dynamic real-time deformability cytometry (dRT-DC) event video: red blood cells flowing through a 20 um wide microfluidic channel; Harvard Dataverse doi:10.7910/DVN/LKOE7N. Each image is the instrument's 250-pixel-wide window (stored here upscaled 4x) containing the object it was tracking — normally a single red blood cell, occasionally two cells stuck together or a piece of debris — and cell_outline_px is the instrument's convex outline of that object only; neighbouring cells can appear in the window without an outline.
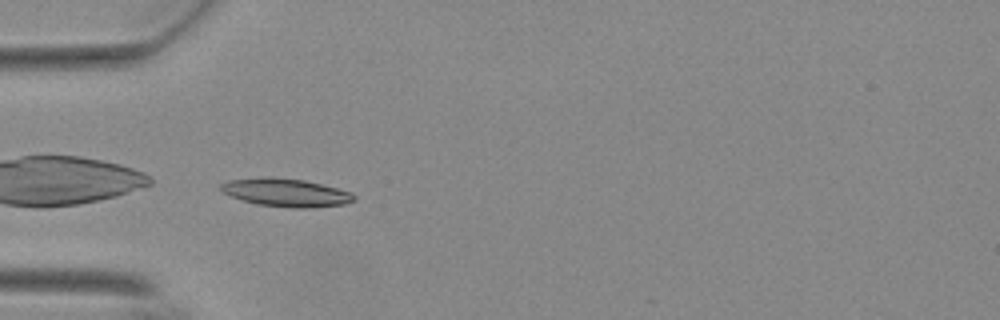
{"species": "Egyptian fruit bat (a non-hibernating species)", "species_latin": "Rousettus aegyptiacus", "temperature_condition": "warm", "stored_images_in_passage": 37, "camera_frame_rate_fps": 3000, "um_per_image_px": 0.085, "animal": {"sex": "female"}, "frame": {"image": 1, "passage_image": 1, "time_ms": 0.0, "image_size_px": [1000, 320], "cell_outline_px": [[356, 200], [344, 204], [308, 208], [296, 208], [256, 204], [228, 196], [220, 188], [220, 184], [228, 180], [268, 176], [272, 176], [304, 180], [352, 192], [356, 196]], "centroid_in_image_um": [24.29, 16.36], "position_along_channel_um": 60.7, "area_um2": 21.91}}
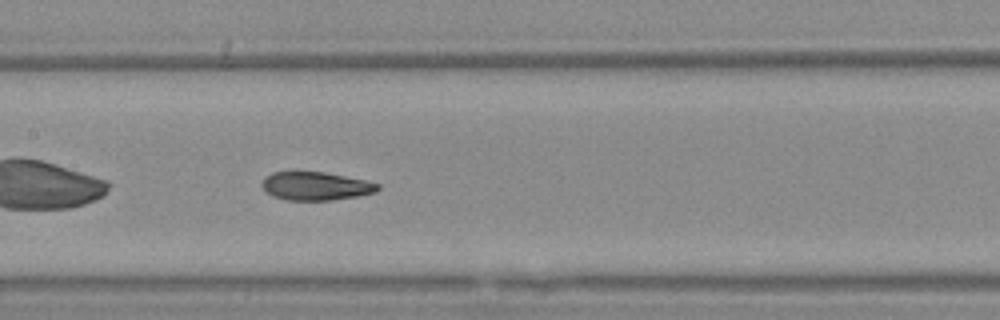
{"frame": {"image": 2, "passage_image": 11, "time_ms": 3.333, "image_size_px": [1000, 320], "cell_outline_px": [[380, 188], [376, 192], [356, 196], [328, 200], [284, 200], [272, 196], [260, 184], [264, 176], [272, 172], [324, 172], [364, 180], [380, 184]], "centroid_in_image_um": [26.8, 15.81], "position_along_channel_um": 180.6, "area_um2": 19.02}}
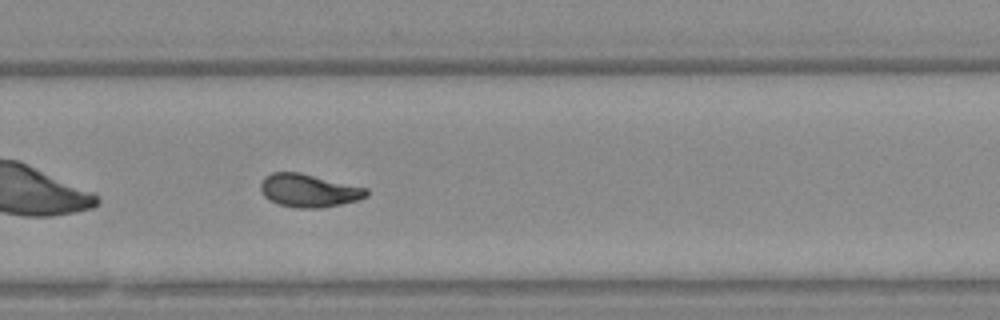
{"frame": {"image": 3, "passage_image": 21, "time_ms": 6.667, "image_size_px": [1000, 320], "cell_outline_px": [[368, 196], [356, 200], [340, 204], [320, 208], [296, 208], [280, 204], [268, 200], [260, 192], [260, 184], [264, 176], [272, 172], [300, 172], [368, 188]], "centroid_in_image_um": [26.22, 16.19], "position_along_channel_um": 303.6, "area_um2": 20.52}, "authors_computed_cell_mechanics": {"area_um2": 19.7676, "velocity_mm_per_s": 3.7099, "shape_relaxation_time_tau1_ms": 10.9439, "shape_relaxation_time_tau2_ms": 1.1566, "deformation_change_tau1": 0.2487, "deformation_change_tau2": 0.0527}}